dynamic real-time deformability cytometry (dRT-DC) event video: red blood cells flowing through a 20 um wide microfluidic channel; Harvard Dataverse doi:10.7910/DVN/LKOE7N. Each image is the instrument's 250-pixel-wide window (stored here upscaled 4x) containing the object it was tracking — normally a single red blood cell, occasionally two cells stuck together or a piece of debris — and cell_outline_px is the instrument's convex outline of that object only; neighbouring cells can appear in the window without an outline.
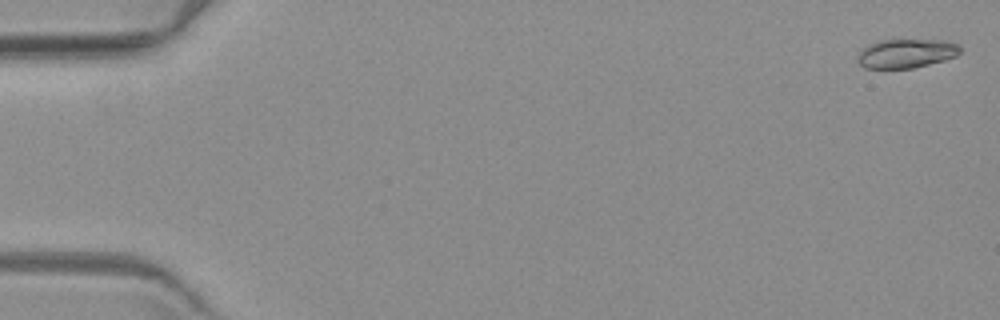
{"species": "common noctule bat (a hibernating species)", "species_latin": "Nyctalus noctula", "temperature_condition": "warm", "stored_images_in_passage": 6, "camera_frame_rate_fps": 3000, "um_per_image_px": 0.085, "animal": {"sex": "female", "body_mass_g": 19.3, "forearm_length_mm": 54.1}, "frame": {"image": 1, "passage_image": 1, "time_ms": 0.0, "image_size_px": [1000, 320], "cell_outline_px": [[960, 52], [956, 56], [944, 60], [912, 68], [864, 68], [856, 60], [860, 52], [868, 44], [880, 40], [948, 40], [960, 44]], "centroid_in_image_um": [77.05, 4.53], "position_along_channel_um": 8.0, "area_um2": 17.34}}
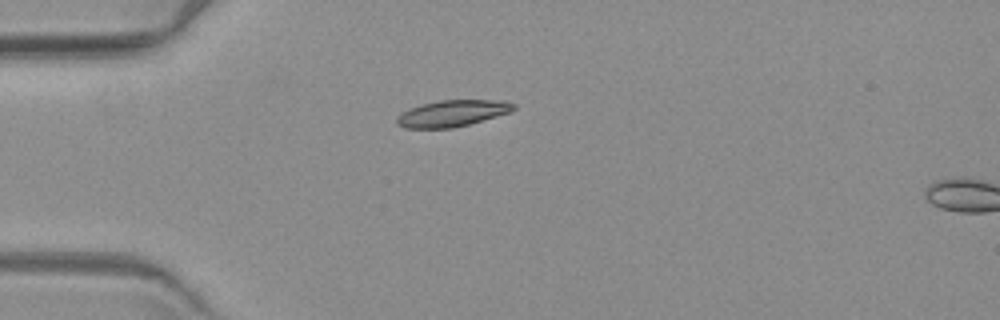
{"frame": {"image": 2, "passage_image": 5, "time_ms": 5.0, "image_size_px": [1000, 320], "cell_outline_px": [[516, 108], [512, 112], [468, 124], [452, 128], [404, 128], [396, 124], [396, 116], [412, 108], [424, 104], [440, 100], [504, 100], [516, 104]], "centroid_in_image_um": [38.49, 9.63], "position_along_channel_um": 46.5, "area_um2": 17.92}}